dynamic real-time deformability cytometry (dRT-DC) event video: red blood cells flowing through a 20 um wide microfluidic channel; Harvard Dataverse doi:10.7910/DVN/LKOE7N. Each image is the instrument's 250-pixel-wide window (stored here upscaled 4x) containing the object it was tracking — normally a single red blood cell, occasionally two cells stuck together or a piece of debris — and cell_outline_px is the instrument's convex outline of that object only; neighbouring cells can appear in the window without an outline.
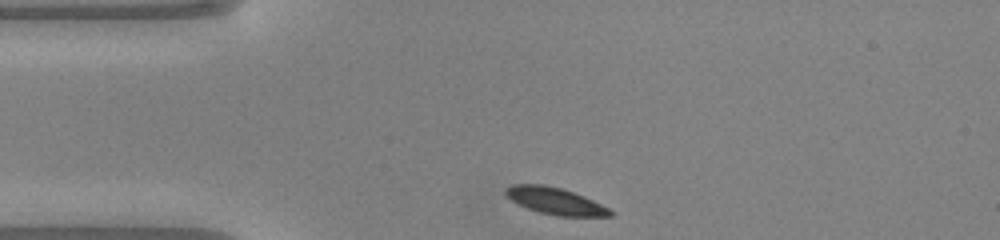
{"species": "common noctule bat (a hibernating species)", "species_latin": "Nyctalus noctula", "temperature_condition": "warm", "stored_images_in_passage": 40, "camera_frame_rate_fps": 3000, "um_per_image_px": 0.085, "animal": {"sex": "male", "body_mass_g": 20.0, "forearm_length_mm": 53.3}, "frame": {"image": 1, "passage_image": 1, "time_ms": 0.0, "image_size_px": [1000, 240], "cell_outline_px": [[612, 216], [556, 216], [540, 212], [528, 208], [512, 200], [504, 192], [504, 188], [512, 184], [540, 184], [560, 188], [584, 196], [608, 208], [612, 212]], "centroid_in_image_um": [47.17, 17.08], "position_along_channel_um": 37.8, "area_um2": 16.01}}
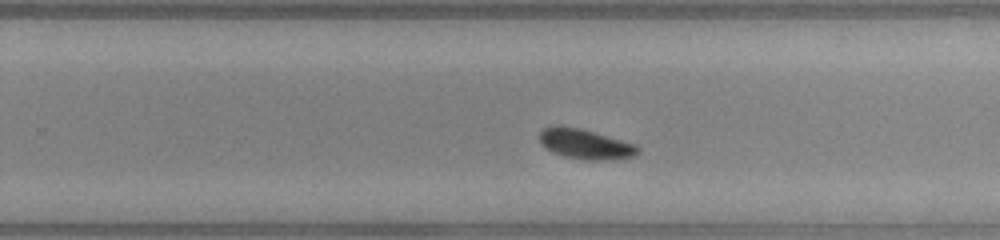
{"frame": {"image": 2, "passage_image": 21, "time_ms": 6.667, "image_size_px": [1000, 240], "cell_outline_px": [[640, 152], [632, 156], [600, 160], [584, 160], [564, 156], [552, 152], [544, 148], [540, 140], [540, 132], [544, 128], [580, 128], [636, 144], [640, 148]], "centroid_in_image_um": [49.78, 12.28], "position_along_channel_um": 280.0, "area_um2": 16.65}}
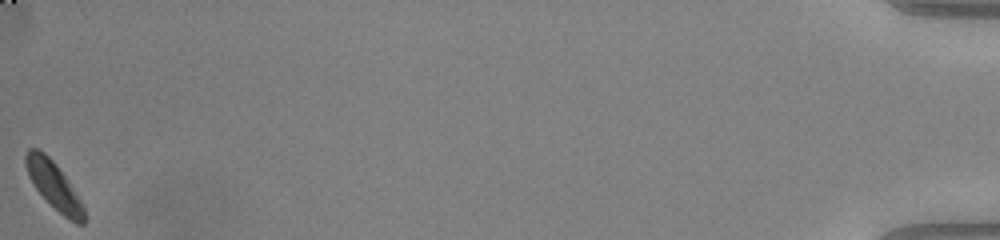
{"frame": {"image": 3, "passage_image": 40, "time_ms": 13.0, "image_size_px": [1000, 240], "cell_outline_px": [[84, 224], [76, 224], [64, 216], [36, 188], [28, 176], [24, 164], [24, 156], [28, 148], [36, 148], [44, 152], [56, 164], [84, 204]], "centroid_in_image_um": [4.57, 15.73], "position_along_channel_um": 430.6, "area_um2": 15.78}, "authors_computed_cell_mechanics": {"area_um2": 16.9932, "velocity_mm_per_s": 4.0233, "shape_relaxation_time_tau1_ms": 1.6397, "shape_relaxation_time_tau2_ms": null, "deformation_change_tau1": 0.1098, "deformation_change_tau2": null}}